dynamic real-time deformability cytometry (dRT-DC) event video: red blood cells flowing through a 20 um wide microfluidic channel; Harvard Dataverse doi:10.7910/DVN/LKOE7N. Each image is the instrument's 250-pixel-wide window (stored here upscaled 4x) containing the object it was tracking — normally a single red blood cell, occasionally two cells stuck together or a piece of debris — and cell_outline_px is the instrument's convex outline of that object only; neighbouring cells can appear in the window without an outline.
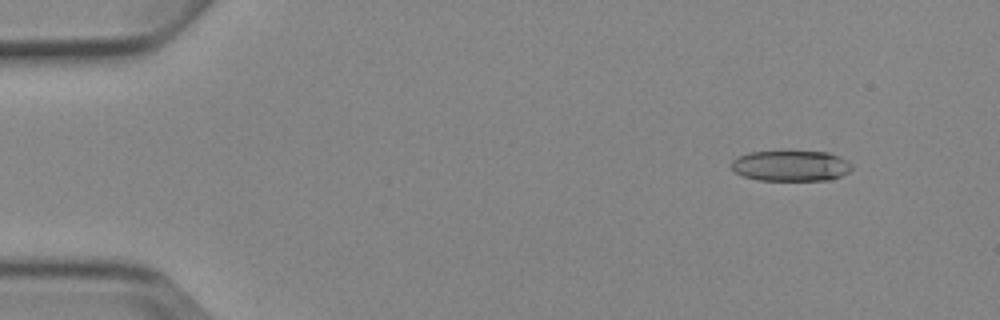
{"species": "Egyptian fruit bat (a non-hibernating species)", "species_latin": "Rousettus aegyptiacus", "temperature_condition": "cold", "stored_images_in_passage": 8, "camera_frame_rate_fps": 3000, "um_per_image_px": 0.085, "animal": {"sex": "female"}, "frame": {"image": 1, "passage_image": 1, "time_ms": 0.0, "image_size_px": [1000, 320], "cell_outline_px": [[852, 168], [848, 172], [840, 176], [828, 180], [756, 180], [744, 176], [736, 172], [732, 168], [732, 160], [748, 152], [828, 152], [840, 156], [848, 160], [852, 164]], "centroid_in_image_um": [67.25, 14.1], "position_along_channel_um": 17.7, "area_um2": 21.39}}
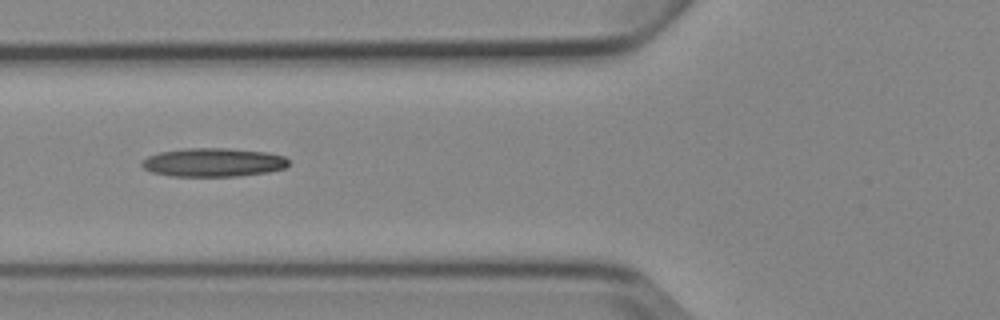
{"frame": {"image": 2, "passage_image": 5, "time_ms": 5.0, "image_size_px": [1000, 320], "cell_outline_px": [[288, 164], [284, 168], [268, 172], [240, 176], [172, 176], [152, 172], [144, 168], [140, 164], [148, 156], [160, 152], [188, 148], [224, 148], [268, 152], [284, 156], [288, 160]], "centroid_in_image_um": [18.14, 13.8], "position_along_channel_um": 107.7, "area_um2": 24.39}}
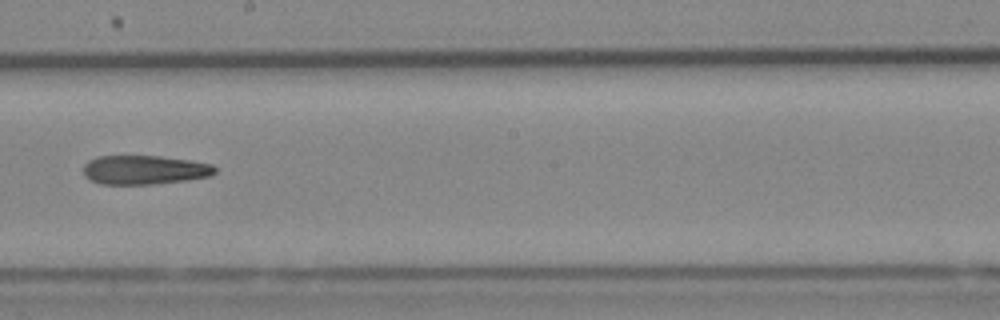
{"frame": {"image": 3, "passage_image": 8, "time_ms": 8.333, "image_size_px": [1000, 320], "cell_outline_px": [[216, 172], [212, 176], [188, 180], [152, 184], [100, 184], [88, 180], [84, 176], [84, 164], [88, 160], [96, 156], [160, 156], [192, 160], [212, 164], [216, 168]], "centroid_in_image_um": [12.28, 14.44], "position_along_channel_um": 235.9, "area_um2": 22.6}}